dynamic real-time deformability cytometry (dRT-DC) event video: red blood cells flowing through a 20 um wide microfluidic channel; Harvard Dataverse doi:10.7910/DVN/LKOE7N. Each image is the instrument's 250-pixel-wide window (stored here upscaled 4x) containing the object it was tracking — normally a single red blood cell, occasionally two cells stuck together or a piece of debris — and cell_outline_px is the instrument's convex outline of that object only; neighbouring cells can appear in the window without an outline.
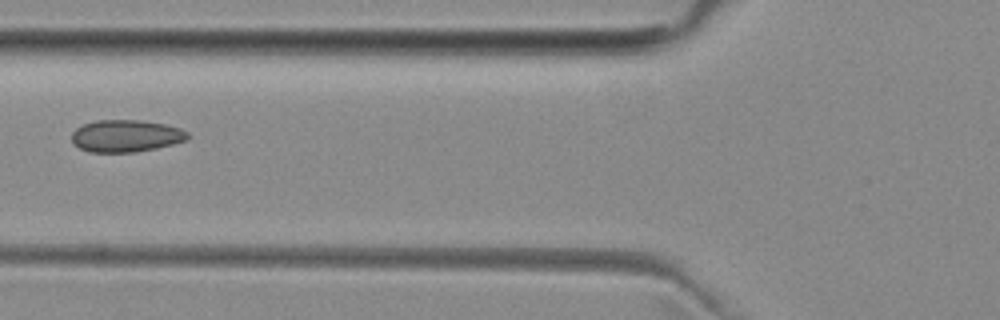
{"species": "common noctule bat (a hibernating species)", "species_latin": "Nyctalus noctula", "temperature_condition": "room temperature", "stored_images_in_passage": 7, "camera_frame_rate_fps": 3000, "um_per_image_px": 0.085, "animal": {"sex": "female", "body_mass_g": 29.2, "forearm_length_mm": 56.3}, "frame": {"image": 1, "passage_image": 6, "time_ms": 6.0, "image_size_px": [1000, 320], "cell_outline_px": [[188, 140], [156, 148], [136, 152], [88, 152], [72, 144], [72, 132], [76, 128], [84, 124], [96, 120], [140, 120], [164, 124], [180, 128], [188, 132]], "centroid_in_image_um": [10.69, 11.55], "position_along_channel_um": 115.1, "area_um2": 21.79}}
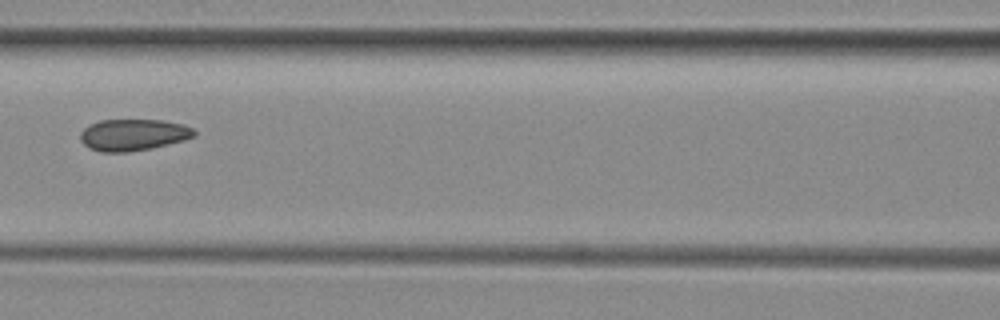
{"frame": {"image": 2, "passage_image": 7, "time_ms": 7.0, "image_size_px": [1000, 320], "cell_outline_px": [[196, 136], [184, 140], [152, 148], [128, 152], [100, 152], [88, 148], [80, 140], [80, 132], [88, 124], [100, 120], [164, 120], [184, 124], [192, 128], [196, 132]], "centroid_in_image_um": [11.31, 11.46], "position_along_channel_um": 155.3, "area_um2": 21.21}}